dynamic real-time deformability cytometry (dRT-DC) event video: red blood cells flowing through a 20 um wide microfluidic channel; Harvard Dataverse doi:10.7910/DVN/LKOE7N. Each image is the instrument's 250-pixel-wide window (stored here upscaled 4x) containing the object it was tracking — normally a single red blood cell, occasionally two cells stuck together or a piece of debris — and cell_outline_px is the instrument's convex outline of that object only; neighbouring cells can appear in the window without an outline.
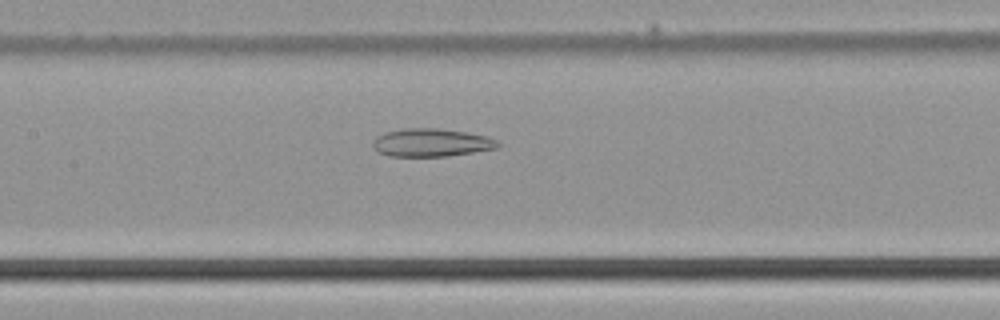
{"species": "common noctule bat (a hibernating species)", "species_latin": "Nyctalus noctula", "temperature_condition": "cold", "stored_images_in_passage": 41, "camera_frame_rate_fps": 3000, "um_per_image_px": 0.085, "animal": {"sex": "male", "body_mass_g": 21.5, "forearm_length_mm": 52.0}, "frame": {"image": 1, "passage_image": 15, "time_ms": 4.667, "image_size_px": [1000, 320], "cell_outline_px": [[500, 144], [496, 148], [448, 156], [388, 156], [372, 148], [372, 140], [376, 136], [384, 132], [404, 128], [436, 128], [464, 132], [488, 136], [496, 140]], "centroid_in_image_um": [36.6, 12.12], "position_along_channel_um": 170.8, "area_um2": 20.4}}
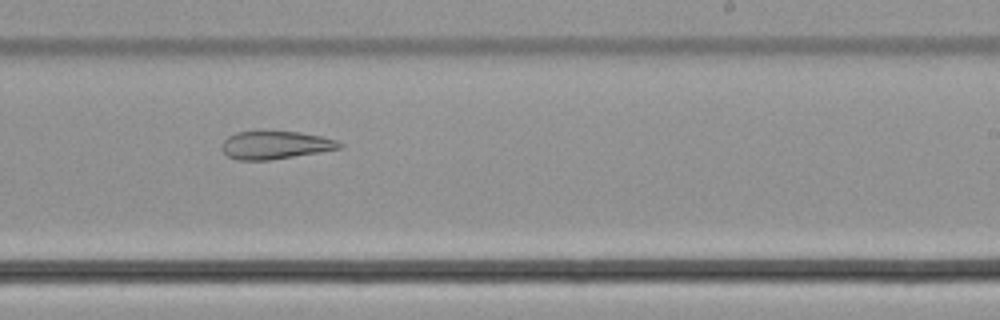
{"frame": {"image": 2, "passage_image": 22, "time_ms": 7.0, "image_size_px": [1000, 320], "cell_outline_px": [[344, 144], [340, 148], [268, 160], [236, 160], [228, 156], [224, 152], [224, 140], [228, 136], [236, 132], [264, 128], [300, 132], [320, 136], [336, 140]], "centroid_in_image_um": [23.36, 12.27], "position_along_channel_um": 265.6, "area_um2": 19.54}}
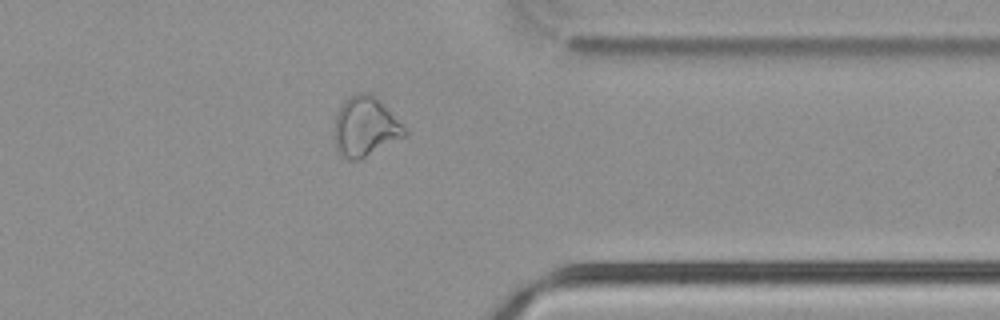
{"frame": {"image": 3, "passage_image": 31, "time_ms": 10.0, "image_size_px": [1000, 320], "cell_outline_px": [[408, 136], [360, 160], [348, 160], [340, 156], [336, 148], [336, 112], [340, 104], [348, 96], [356, 92], [368, 92], [376, 96], [408, 132]], "centroid_in_image_um": [31.05, 10.78], "position_along_channel_um": 380.3, "area_um2": 24.62}}